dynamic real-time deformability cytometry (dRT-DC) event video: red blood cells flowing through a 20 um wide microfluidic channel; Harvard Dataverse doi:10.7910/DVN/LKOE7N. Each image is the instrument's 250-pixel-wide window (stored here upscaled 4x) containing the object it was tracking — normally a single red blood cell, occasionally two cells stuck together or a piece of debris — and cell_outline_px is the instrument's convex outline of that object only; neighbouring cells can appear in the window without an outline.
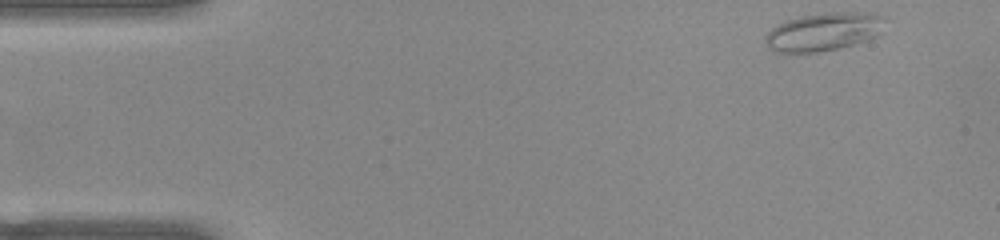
{"species": "common noctule bat (a hibernating species)", "species_latin": "Nyctalus noctula", "temperature_condition": "warm", "stored_images_in_passage": 48, "camera_frame_rate_fps": 3000, "um_per_image_px": 0.085, "animal": {"sex": "female", "body_mass_g": 22.0, "forearm_length_mm": 56.7}, "frame": {"image": 1, "passage_image": 1, "time_ms": 0.0, "image_size_px": [1000, 240], "cell_outline_px": [[888, 16], [880, 32], [876, 36], [852, 44], [836, 48], [816, 52], [776, 52], [768, 48], [764, 40], [768, 32], [772, 28], [784, 20], [800, 16], [832, 12], [856, 12]], "centroid_in_image_um": [69.99, 2.68], "position_along_channel_um": 15.0, "area_um2": 26.41}}
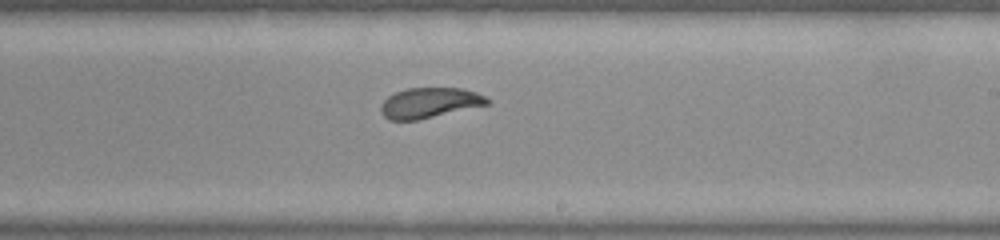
{"frame": {"image": 2, "passage_image": 27, "time_ms": 8.667, "image_size_px": [1000, 240], "cell_outline_px": [[492, 100], [488, 104], [416, 120], [388, 120], [380, 112], [380, 108], [384, 100], [388, 96], [396, 92], [408, 88], [460, 88], [476, 92]], "centroid_in_image_um": [36.49, 8.73], "position_along_channel_um": 252.5, "area_um2": 18.55}}
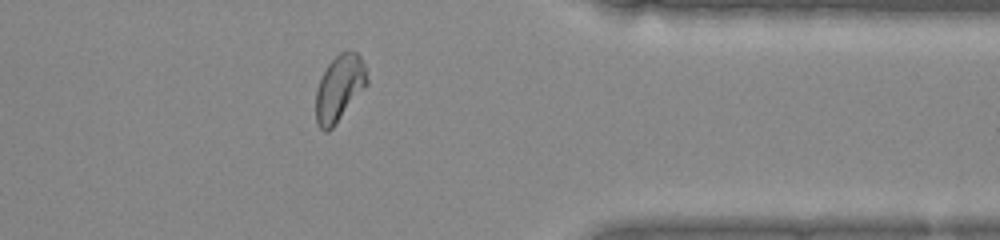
{"frame": {"image": 3, "passage_image": 38, "time_ms": 12.333, "image_size_px": [1000, 240], "cell_outline_px": [[368, 84], [332, 128], [328, 132], [324, 132], [316, 124], [316, 88], [328, 64], [340, 52], [348, 48], [356, 52], [360, 56], [364, 64], [368, 80]], "centroid_in_image_um": [28.85, 7.48], "position_along_channel_um": 382.6, "area_um2": 19.77}, "authors_computed_cell_mechanics": {"area_um2": 20.3745, "velocity_mm_per_s": 3.9292, "shape_relaxation_time_tau1_ms": 8.9245, "shape_relaxation_time_tau2_ms": 1.1679, "deformation_change_tau1": 0.2162, "deformation_change_tau2": 0.05}}